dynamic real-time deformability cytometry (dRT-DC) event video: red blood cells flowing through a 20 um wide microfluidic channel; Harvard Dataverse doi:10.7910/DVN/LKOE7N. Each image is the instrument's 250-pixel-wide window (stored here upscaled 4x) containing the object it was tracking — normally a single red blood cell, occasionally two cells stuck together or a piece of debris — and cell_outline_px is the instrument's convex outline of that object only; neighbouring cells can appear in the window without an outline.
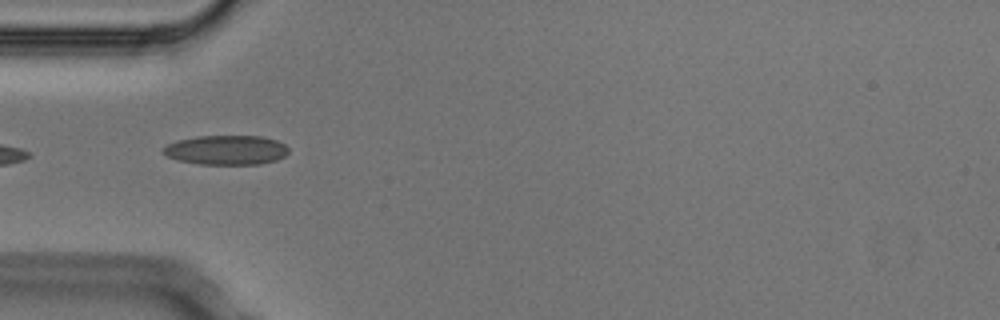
{"species": "Egyptian fruit bat (a non-hibernating species)", "species_latin": "Rousettus aegyptiacus", "temperature_condition": "cold", "stored_images_in_passage": 3, "camera_frame_rate_fps": 3000, "um_per_image_px": 0.085, "animal": {"sex": "male"}, "frame": {"image": 1, "passage_image": 1, "time_ms": 0.0, "image_size_px": [1000, 320], "cell_outline_px": [[288, 152], [284, 156], [276, 160], [260, 164], [200, 164], [176, 160], [160, 152], [168, 144], [176, 140], [200, 136], [260, 136], [276, 140], [284, 144], [288, 148]], "centroid_in_image_um": [19.21, 12.75], "position_along_channel_um": 65.8, "area_um2": 21.5}}
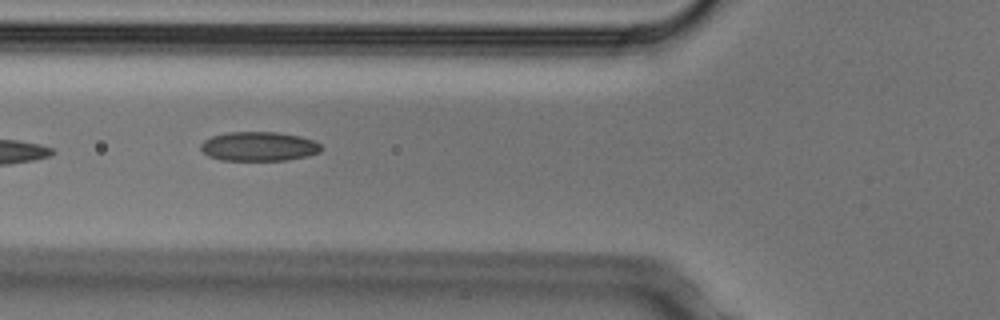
{"frame": {"image": 2, "passage_image": 2, "time_ms": 0.333, "image_size_px": [1000, 320], "cell_outline_px": [[324, 148], [320, 152], [308, 156], [284, 160], [220, 160], [208, 156], [200, 148], [200, 144], [204, 140], [212, 136], [228, 132], [276, 132], [300, 136], [312, 140], [320, 144]], "centroid_in_image_um": [22.0, 12.44], "position_along_channel_um": 103.8, "area_um2": 20.58}}